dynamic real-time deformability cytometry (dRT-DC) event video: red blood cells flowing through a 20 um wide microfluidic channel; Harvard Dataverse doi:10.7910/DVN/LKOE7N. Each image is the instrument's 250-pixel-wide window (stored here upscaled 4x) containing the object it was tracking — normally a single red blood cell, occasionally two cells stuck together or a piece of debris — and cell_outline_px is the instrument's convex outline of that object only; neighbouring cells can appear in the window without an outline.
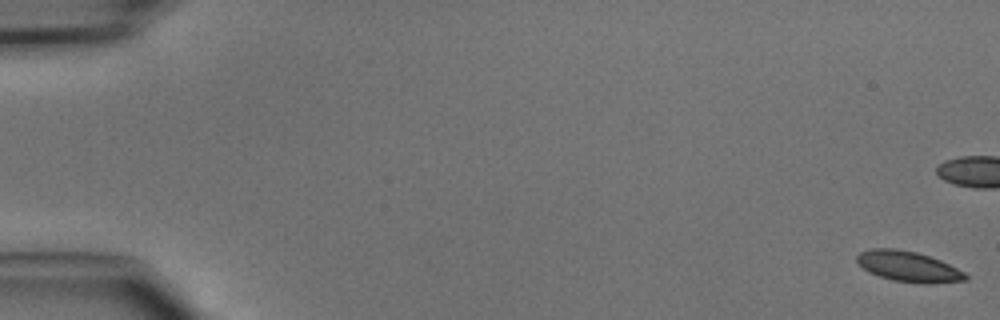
{"species": "common noctule bat (a hibernating species)", "species_latin": "Nyctalus noctula", "temperature_condition": "cold", "stored_images_in_passage": 49, "camera_frame_rate_fps": 3000, "um_per_image_px": 0.085, "animal": {"sex": "male", "body_mass_g": 15.6}, "frame": {"image": 1, "passage_image": 1, "time_ms": 0.0, "image_size_px": [1000, 320], "cell_outline_px": [[968, 280], [932, 284], [924, 284], [892, 280], [868, 272], [856, 260], [856, 256], [860, 252], [872, 248], [896, 248], [916, 252], [940, 260], [964, 272], [968, 276]], "centroid_in_image_um": [77.22, 22.66], "position_along_channel_um": 7.8, "area_um2": 19.31}}